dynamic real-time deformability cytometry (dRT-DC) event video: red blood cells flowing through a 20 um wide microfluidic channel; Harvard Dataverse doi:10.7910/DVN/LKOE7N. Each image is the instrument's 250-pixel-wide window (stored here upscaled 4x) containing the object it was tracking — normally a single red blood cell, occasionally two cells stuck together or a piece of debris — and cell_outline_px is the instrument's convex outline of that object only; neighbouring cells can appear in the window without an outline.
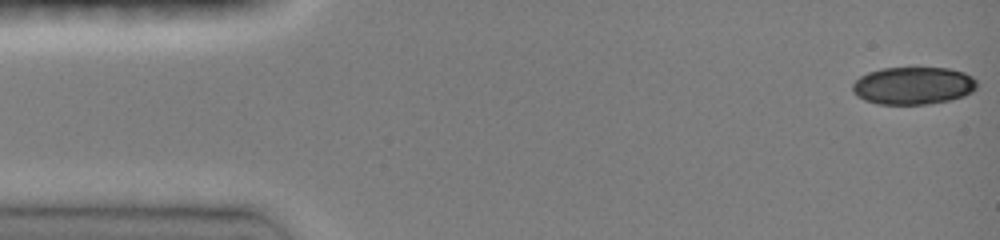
{"species": "common noctule bat (a hibernating species)", "species_latin": "Nyctalus noctula", "temperature_condition": "room temperature", "stored_images_in_passage": 46, "camera_frame_rate_fps": 3000, "um_per_image_px": 0.085, "animal": {"sex": "female", "body_mass_g": 19.0, "forearm_length_mm": 51.5}, "frame": {"image": 1, "passage_image": 1, "time_ms": 0.0, "image_size_px": [1000, 240], "cell_outline_px": [[976, 88], [972, 92], [964, 96], [948, 100], [928, 104], [876, 104], [864, 100], [856, 96], [852, 92], [852, 84], [860, 76], [868, 72], [880, 68], [948, 68], [964, 72], [972, 76], [976, 80]], "centroid_in_image_um": [77.6, 7.28], "position_along_channel_um": 7.4, "area_um2": 27.4}}